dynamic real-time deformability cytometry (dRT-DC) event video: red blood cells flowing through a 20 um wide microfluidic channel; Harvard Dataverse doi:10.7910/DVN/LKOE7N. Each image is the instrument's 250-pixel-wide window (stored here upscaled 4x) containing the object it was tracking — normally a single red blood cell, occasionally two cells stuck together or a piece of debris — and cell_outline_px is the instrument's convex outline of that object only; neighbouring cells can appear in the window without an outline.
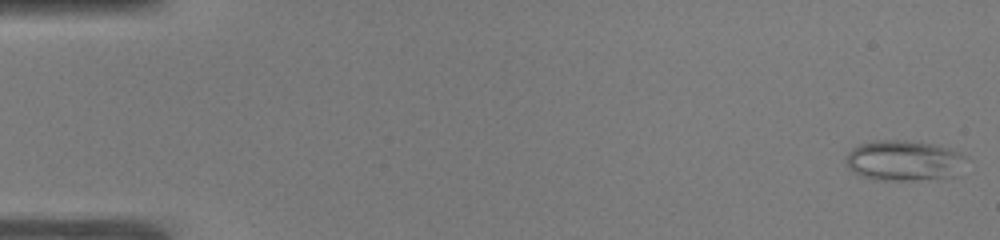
{"species": "common noctule bat (a hibernating species)", "species_latin": "Nyctalus noctula", "temperature_condition": "warm", "stored_images_in_passage": 52, "camera_frame_rate_fps": 3000, "um_per_image_px": 0.085, "animal": {"sex": "male", "body_mass_g": 19.0, "forearm_length_mm": 50.8}, "frame": {"image": 1, "passage_image": 1, "time_ms": 0.0, "image_size_px": [1000, 240], "cell_outline_px": [[964, 156], [956, 176], [916, 180], [880, 180], [860, 176], [852, 172], [848, 168], [844, 160], [848, 152], [856, 144], [872, 140], [904, 140], [936, 144], [960, 152]], "centroid_in_image_um": [76.74, 13.63], "position_along_channel_um": 8.3, "area_um2": 28.5}}
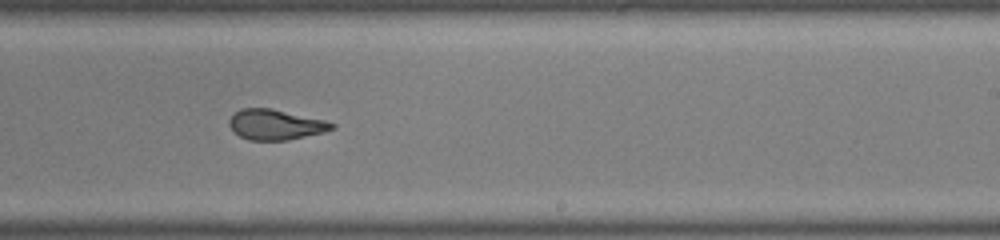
{"frame": {"image": 2, "passage_image": 32, "time_ms": 10.333, "image_size_px": [1000, 240], "cell_outline_px": [[336, 128], [324, 132], [288, 140], [248, 140], [240, 136], [228, 124], [228, 120], [240, 108], [272, 108], [324, 120], [336, 124]], "centroid_in_image_um": [23.43, 10.59], "position_along_channel_um": 265.6, "area_um2": 18.09}}
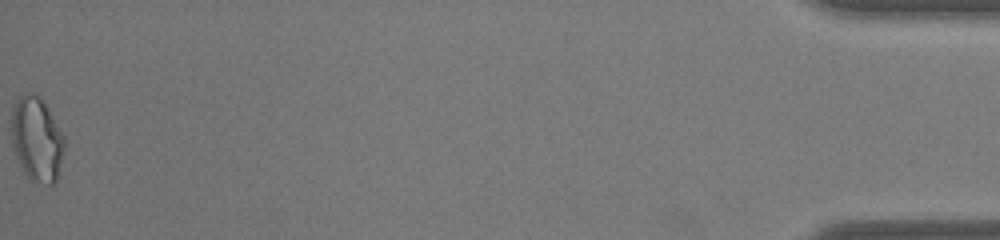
{"frame": {"image": 3, "passage_image": 52, "time_ms": 17.0, "image_size_px": [1000, 240], "cell_outline_px": [[64, 148], [56, 180], [52, 184], [48, 184], [32, 180], [24, 172], [16, 156], [12, 144], [12, 104], [24, 92], [32, 92], [40, 96], [44, 100], [64, 136]], "centroid_in_image_um": [3.11, 11.76], "position_along_channel_um": 432.1, "area_um2": 25.95}, "authors_computed_cell_mechanics": {"area_um2": 20.808, "velocity_mm_per_s": 3.919, "shape_relaxation_time_tau1_ms": null, "shape_relaxation_time_tau2_ms": 1.0774, "deformation_change_tau1": null, "deformation_change_tau2": 0.0689}}